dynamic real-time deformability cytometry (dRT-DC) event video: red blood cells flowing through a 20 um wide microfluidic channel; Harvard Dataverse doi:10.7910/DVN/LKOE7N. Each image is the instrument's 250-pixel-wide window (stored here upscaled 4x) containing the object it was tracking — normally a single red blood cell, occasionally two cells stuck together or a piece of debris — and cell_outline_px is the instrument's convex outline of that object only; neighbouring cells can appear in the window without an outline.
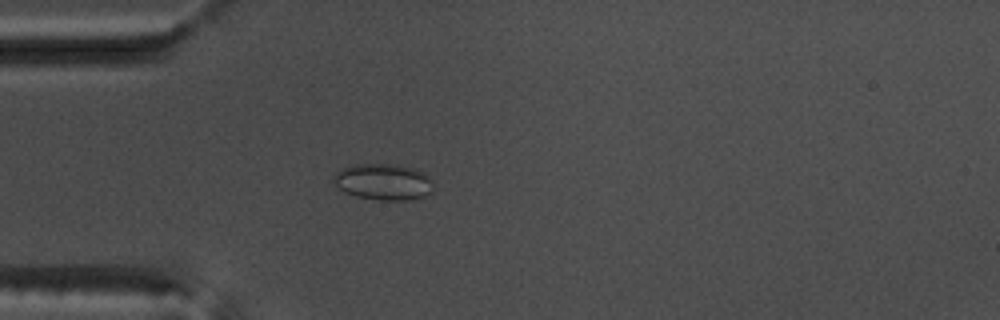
{"species": "common noctule bat (a hibernating species)", "species_latin": "Nyctalus noctula", "temperature_condition": "warm", "stored_images_in_passage": 53, "camera_frame_rate_fps": 3000, "um_per_image_px": 0.085, "animal": {"sex": "male", "body_mass_g": 17.5, "forearm_length_mm": 52.3}, "frame": {"image": 1, "passage_image": 15, "time_ms": 4.667, "image_size_px": [1000, 320], "cell_outline_px": [[432, 192], [424, 196], [404, 200], [380, 200], [356, 196], [344, 192], [332, 180], [336, 172], [352, 164], [396, 164], [412, 168], [424, 172], [428, 176]], "centroid_in_image_um": [32.56, 15.45], "position_along_channel_um": 52.4, "area_um2": 20.87}}
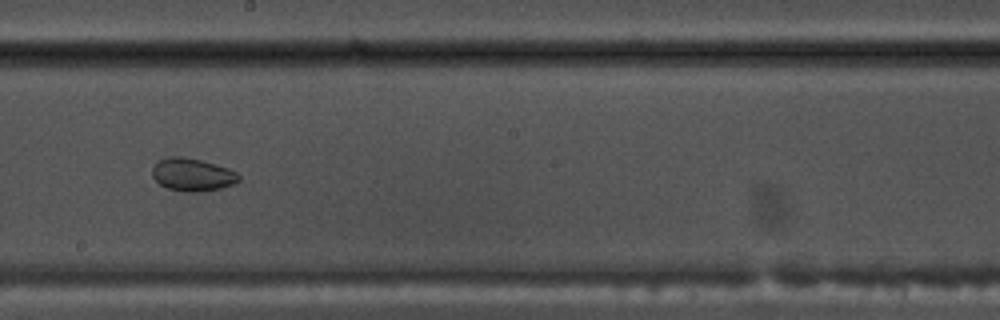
{"frame": {"image": 2, "passage_image": 30, "time_ms": 9.667, "image_size_px": [1000, 320], "cell_outline_px": [[240, 180], [232, 184], [220, 188], [200, 192], [188, 192], [168, 188], [160, 184], [152, 176], [152, 168], [160, 160], [168, 156], [184, 156], [216, 164], [228, 168], [236, 172], [240, 176]], "centroid_in_image_um": [16.36, 14.84], "position_along_channel_um": 231.8, "area_um2": 16.47}}
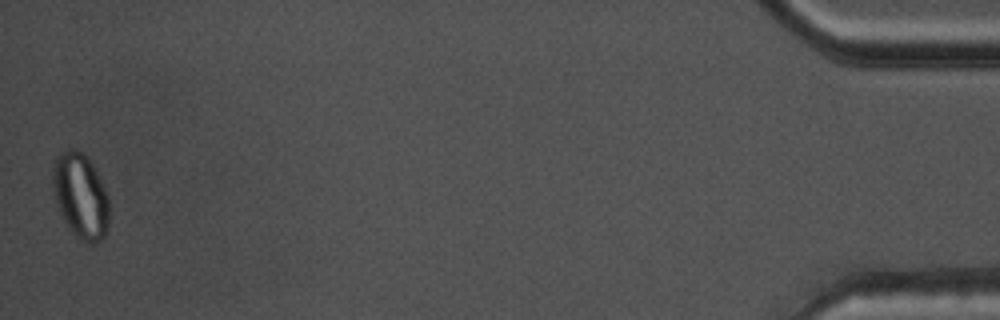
{"frame": {"image": 3, "passage_image": 53, "time_ms": 17.333, "image_size_px": [1000, 320], "cell_outline_px": [[108, 232], [100, 240], [92, 244], [80, 240], [68, 228], [60, 212], [56, 200], [52, 184], [52, 172], [56, 156], [60, 152], [68, 148], [76, 148], [88, 156], [108, 196]], "centroid_in_image_um": [6.84, 16.63], "position_along_channel_um": 428.4, "area_um2": 28.09}, "authors_computed_cell_mechanics": {"area_um2": 22.4842, "velocity_mm_per_s": 3.7783, "shape_relaxation_time_tau1_ms": null, "shape_relaxation_time_tau2_ms": 1.6067, "deformation_change_tau1": null, "deformation_change_tau2": 0.0394}}